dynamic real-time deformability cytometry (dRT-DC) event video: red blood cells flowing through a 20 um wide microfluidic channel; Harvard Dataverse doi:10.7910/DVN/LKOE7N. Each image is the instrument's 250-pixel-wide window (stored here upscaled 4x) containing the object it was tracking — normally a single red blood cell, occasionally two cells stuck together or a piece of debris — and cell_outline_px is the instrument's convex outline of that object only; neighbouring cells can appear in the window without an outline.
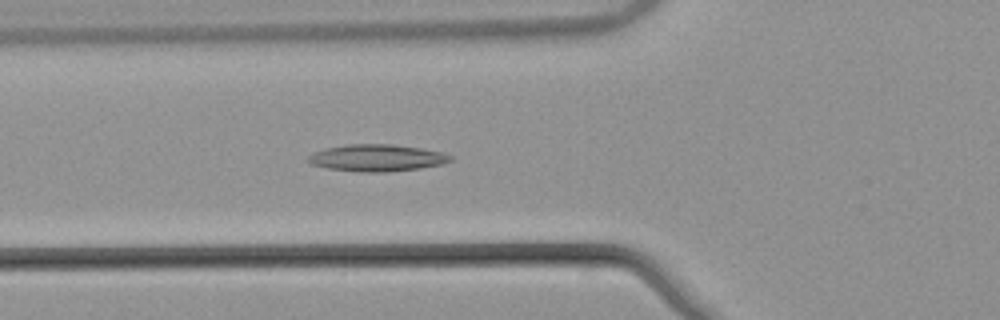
{"species": "common noctule bat (a hibernating species)", "species_latin": "Nyctalus noctula", "temperature_condition": "warm", "stored_images_in_passage": 40, "camera_frame_rate_fps": 3000, "um_per_image_px": 0.085, "animal": {"sex": "male", "body_mass_g": 21.5, "forearm_length_mm": 52.0}, "frame": {"image": 1, "passage_image": 13, "time_ms": 4.0, "image_size_px": [1000, 320], "cell_outline_px": [[452, 160], [444, 164], [420, 168], [384, 172], [360, 172], [328, 168], [312, 164], [308, 160], [308, 156], [324, 148], [348, 144], [392, 144], [420, 148], [440, 152], [452, 156]], "centroid_in_image_um": [32.05, 13.42], "position_along_channel_um": 93.8, "area_um2": 22.14}}
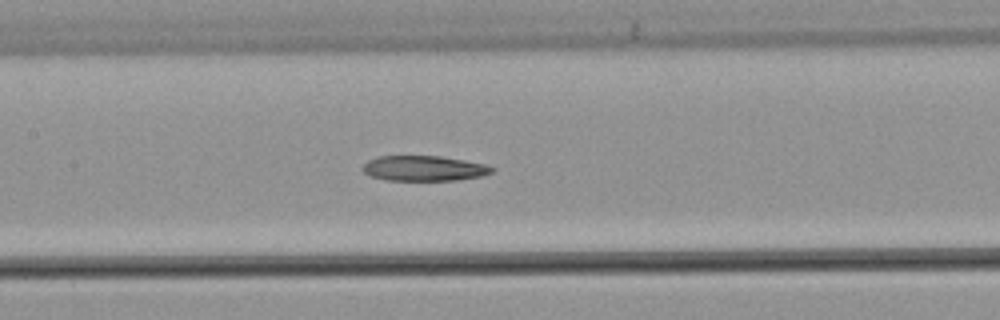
{"frame": {"image": 2, "passage_image": 19, "time_ms": 6.0, "image_size_px": [1000, 320], "cell_outline_px": [[496, 168], [492, 172], [480, 176], [456, 180], [384, 180], [372, 176], [364, 172], [364, 164], [368, 160], [380, 156], [440, 156], [464, 160], [484, 164]], "centroid_in_image_um": [36.05, 14.31], "position_along_channel_um": 171.4, "area_um2": 18.79}}
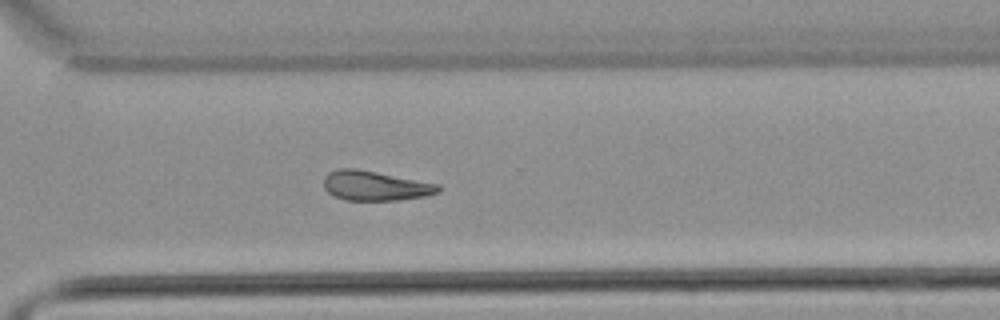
{"frame": {"image": 3, "passage_image": 32, "time_ms": 10.333, "image_size_px": [1000, 320], "cell_outline_px": [[440, 192], [424, 196], [396, 200], [344, 200], [328, 192], [324, 188], [324, 176], [328, 172], [340, 168], [356, 168], [440, 184]], "centroid_in_image_um": [31.88, 15.78], "position_along_channel_um": 338.7, "area_um2": 19.77}, "authors_computed_cell_mechanics": {"area_um2": 20.23, "velocity_mm_per_s": 3.8674, "shape_relaxation_time_tau1_ms": null, "shape_relaxation_time_tau2_ms": 10.5745, "deformation_change_tau1": null, "deformation_change_tau2": 0.2366}}